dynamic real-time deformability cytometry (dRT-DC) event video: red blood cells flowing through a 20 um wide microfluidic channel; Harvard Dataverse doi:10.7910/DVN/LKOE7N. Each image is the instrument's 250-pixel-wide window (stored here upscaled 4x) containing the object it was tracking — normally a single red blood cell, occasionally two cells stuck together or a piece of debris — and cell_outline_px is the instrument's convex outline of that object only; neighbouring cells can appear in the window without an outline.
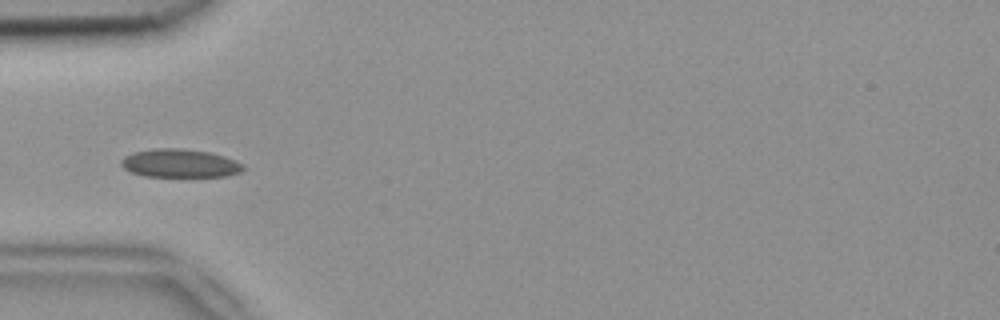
{"species": "common noctule bat (a hibernating species)", "species_latin": "Nyctalus noctula", "temperature_condition": "room temperature", "stored_images_in_passage": 8, "camera_frame_rate_fps": 3000, "um_per_image_px": 0.085, "animal": {"sex": "female", "body_mass_g": 18.4}, "frame": {"image": 1, "passage_image": 5, "time_ms": 1.333, "image_size_px": [1000, 320], "cell_outline_px": [[248, 168], [240, 172], [224, 176], [144, 176], [132, 172], [124, 168], [120, 164], [120, 160], [124, 156], [132, 152], [152, 148], [184, 148], [212, 152], [236, 160], [244, 164]], "centroid_in_image_um": [15.31, 13.86], "position_along_channel_um": 69.7, "area_um2": 20.46}}
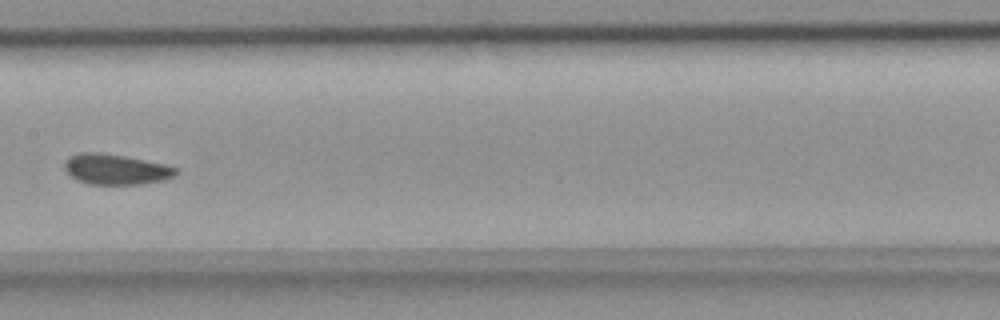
{"frame": {"image": 2, "passage_image": 8, "time_ms": 2.333, "image_size_px": [1000, 320], "cell_outline_px": [[180, 172], [164, 180], [140, 184], [88, 184], [72, 176], [64, 168], [64, 160], [68, 156], [76, 152], [100, 152], [124, 156], [164, 164], [176, 168]], "centroid_in_image_um": [9.81, 14.37], "position_along_channel_um": 197.6, "area_um2": 19.71}}